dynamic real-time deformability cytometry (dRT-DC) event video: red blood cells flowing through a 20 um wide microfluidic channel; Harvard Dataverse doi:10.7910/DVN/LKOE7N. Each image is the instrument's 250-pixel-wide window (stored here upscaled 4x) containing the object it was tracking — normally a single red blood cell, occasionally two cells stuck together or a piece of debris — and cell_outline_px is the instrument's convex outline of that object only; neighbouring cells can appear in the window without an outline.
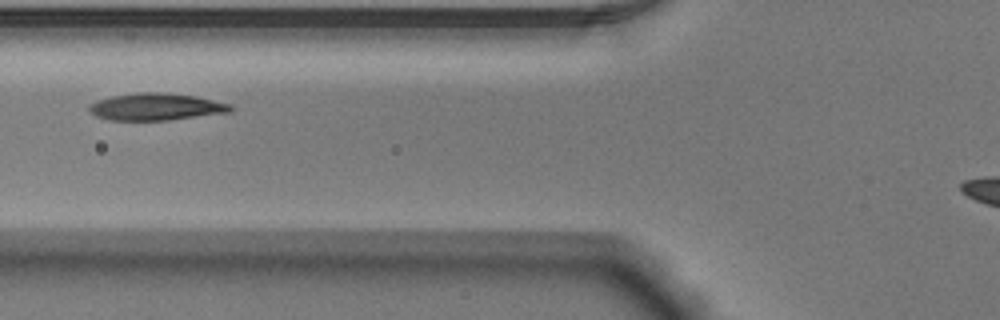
{"species": "Egyptian fruit bat (a non-hibernating species)", "species_latin": "Rousettus aegyptiacus", "temperature_condition": "warm", "stored_images_in_passage": 22, "camera_frame_rate_fps": 3000, "um_per_image_px": 0.085, "animal": {"sex": "male"}, "frame": {"image": 1, "passage_image": 4, "time_ms": 1.0, "image_size_px": [1000, 320], "cell_outline_px": [[236, 108], [232, 112], [168, 120], [108, 120], [96, 116], [88, 112], [88, 104], [96, 100], [112, 96], [136, 92], [160, 92], [196, 96], [232, 104]], "centroid_in_image_um": [13.26, 9.07], "position_along_channel_um": 112.5, "area_um2": 22.66}}